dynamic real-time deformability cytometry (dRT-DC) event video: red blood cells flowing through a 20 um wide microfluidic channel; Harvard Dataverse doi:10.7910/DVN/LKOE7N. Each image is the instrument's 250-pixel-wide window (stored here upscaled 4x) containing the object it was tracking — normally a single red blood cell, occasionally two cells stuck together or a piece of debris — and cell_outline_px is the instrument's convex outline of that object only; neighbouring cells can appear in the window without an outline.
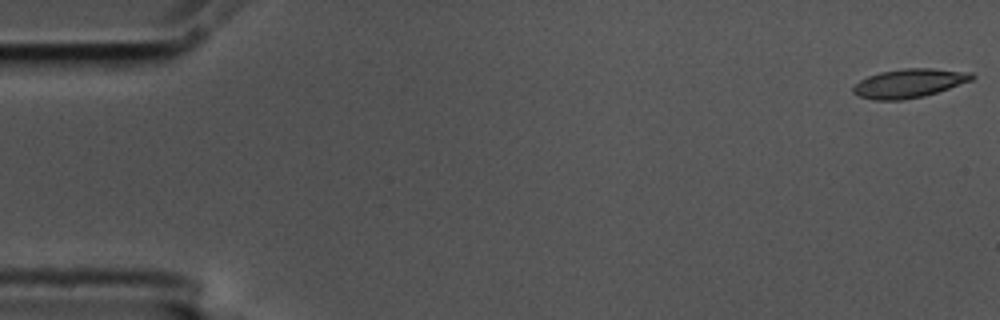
{"species": "common noctule bat (a hibernating species)", "species_latin": "Nyctalus noctula", "temperature_condition": "cold", "stored_images_in_passage": 6, "camera_frame_rate_fps": 3000, "um_per_image_px": 0.085, "animal": {"sex": "male", "body_mass_g": 17.5, "forearm_length_mm": 52.3}, "frame": {"image": 1, "passage_image": 1, "time_ms": 0.0, "image_size_px": [1000, 320], "cell_outline_px": [[976, 76], [972, 80], [924, 96], [900, 100], [876, 100], [860, 96], [852, 92], [852, 88], [860, 80], [868, 76], [880, 72], [904, 68], [932, 68], [972, 72]], "centroid_in_image_um": [77.29, 7.06], "position_along_channel_um": 7.7, "area_um2": 19.83}}
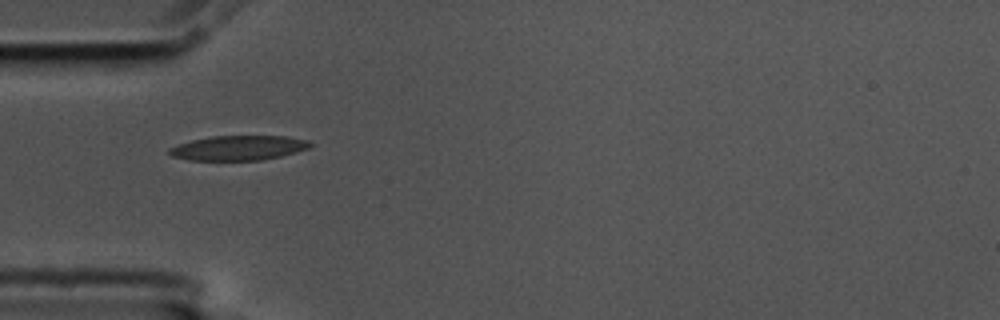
{"frame": {"image": 2, "passage_image": 5, "time_ms": 1.333, "image_size_px": [1000, 320], "cell_outline_px": [[312, 144], [308, 148], [296, 152], [280, 156], [260, 160], [188, 160], [172, 156], [168, 152], [168, 148], [192, 140], [212, 136], [288, 136], [308, 140]], "centroid_in_image_um": [20.27, 12.57], "position_along_channel_um": 64.7, "area_um2": 20.17}}